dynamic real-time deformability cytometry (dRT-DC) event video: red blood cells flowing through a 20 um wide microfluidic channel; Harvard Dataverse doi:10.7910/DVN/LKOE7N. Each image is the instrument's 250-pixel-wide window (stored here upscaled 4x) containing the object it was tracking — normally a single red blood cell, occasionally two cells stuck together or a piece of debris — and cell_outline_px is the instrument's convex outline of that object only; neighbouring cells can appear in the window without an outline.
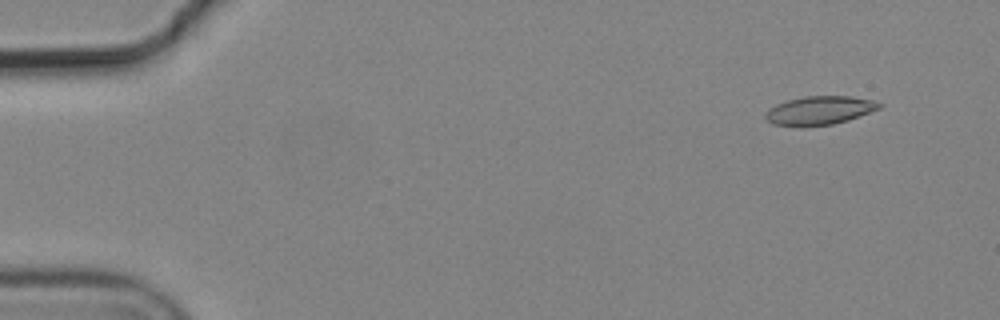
{"species": "common noctule bat (a hibernating species)", "species_latin": "Nyctalus noctula", "temperature_condition": "cold", "stored_images_in_passage": 9, "camera_frame_rate_fps": 3000, "um_per_image_px": 0.085, "animal": {"sex": "male", "body_mass_g": 19.2, "forearm_length_mm": 51.8}, "frame": {"image": 1, "passage_image": 2, "time_ms": 0.333, "image_size_px": [1000, 320], "cell_outline_px": [[884, 104], [880, 108], [848, 120], [832, 124], [772, 124], [764, 116], [764, 112], [768, 108], [776, 104], [788, 100], [804, 96], [852, 96], [872, 100]], "centroid_in_image_um": [69.68, 9.34], "position_along_channel_um": 15.3, "area_um2": 18.44}}
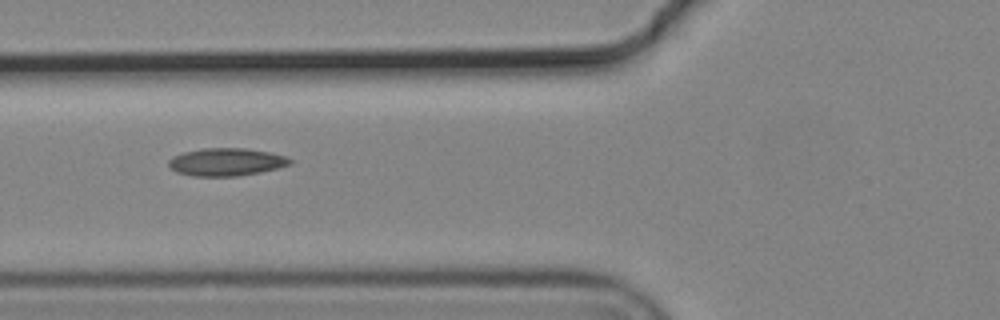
{"frame": {"image": 2, "passage_image": 6, "time_ms": 1.667, "image_size_px": [1000, 320], "cell_outline_px": [[292, 164], [260, 172], [236, 176], [192, 176], [176, 172], [168, 164], [168, 160], [172, 156], [184, 152], [204, 148], [244, 148], [268, 152], [288, 156], [292, 160]], "centroid_in_image_um": [19.23, 13.76], "position_along_channel_um": 106.6, "area_um2": 19.59}}
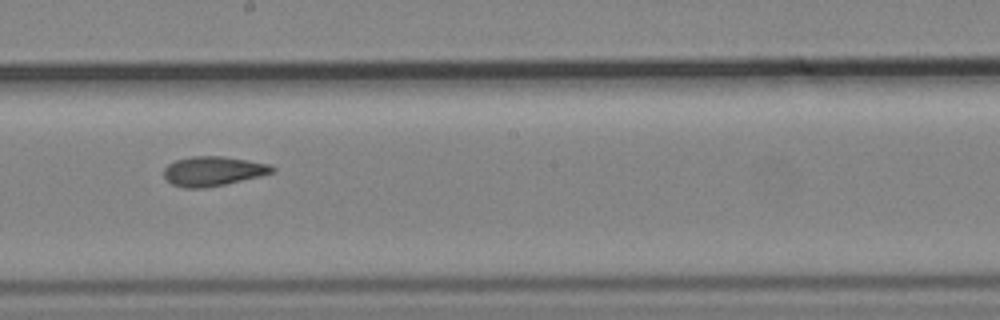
{"frame": {"image": 3, "passage_image": 9, "time_ms": 2.667, "image_size_px": [1000, 320], "cell_outline_px": [[276, 172], [260, 176], [224, 184], [204, 188], [184, 188], [172, 184], [164, 176], [164, 168], [168, 164], [176, 160], [192, 156], [224, 156], [248, 160], [268, 164], [276, 168]], "centroid_in_image_um": [18.12, 14.54], "position_along_channel_um": 230.1, "area_um2": 18.61}}